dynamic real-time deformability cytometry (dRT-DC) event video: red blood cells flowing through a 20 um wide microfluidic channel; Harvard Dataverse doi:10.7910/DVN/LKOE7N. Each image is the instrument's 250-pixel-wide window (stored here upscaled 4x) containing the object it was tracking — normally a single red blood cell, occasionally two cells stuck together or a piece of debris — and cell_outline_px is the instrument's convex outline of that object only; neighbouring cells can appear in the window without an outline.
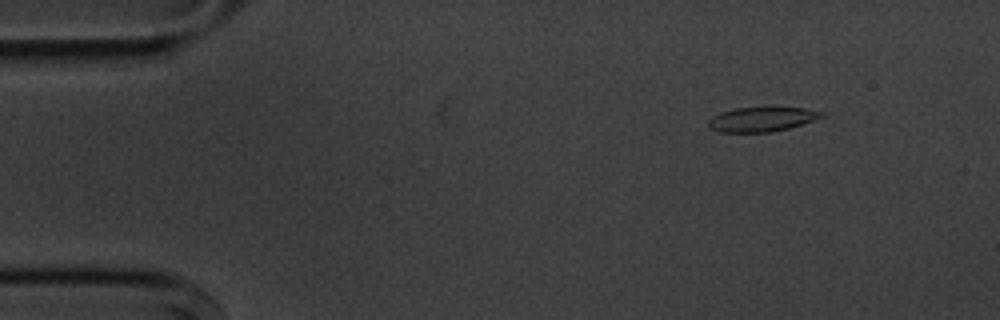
{"species": "common noctule bat (a hibernating species)", "species_latin": "Nyctalus noctula", "temperature_condition": "cold", "stored_images_in_passage": 8, "camera_frame_rate_fps": 3000, "um_per_image_px": 0.085, "animal": {"sex": "male", "body_mass_g": 20.1, "forearm_length_mm": 53.5}, "frame": {"image": 1, "passage_image": 2, "time_ms": 1.0, "image_size_px": [1000, 320], "cell_outline_px": [[828, 116], [788, 128], [768, 132], [720, 132], [708, 128], [708, 120], [712, 116], [720, 112], [736, 108], [764, 104], [804, 108], [824, 112]], "centroid_in_image_um": [64.78, 10.08], "position_along_channel_um": 20.2, "area_um2": 17.11}}
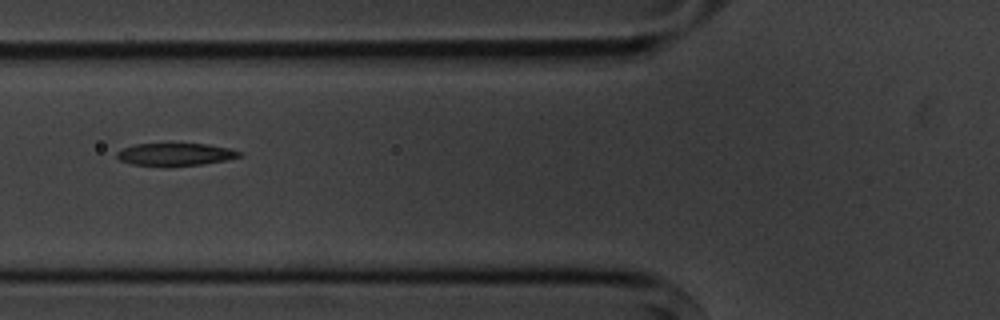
{"frame": {"image": 2, "passage_image": 6, "time_ms": 5.667, "image_size_px": [1000, 320], "cell_outline_px": [[244, 156], [228, 160], [204, 164], [168, 168], [164, 168], [132, 164], [120, 160], [116, 156], [116, 152], [124, 148], [136, 144], [208, 144], [232, 148], [244, 152]], "centroid_in_image_um": [14.98, 13.15], "position_along_channel_um": 110.8, "area_um2": 16.82}}
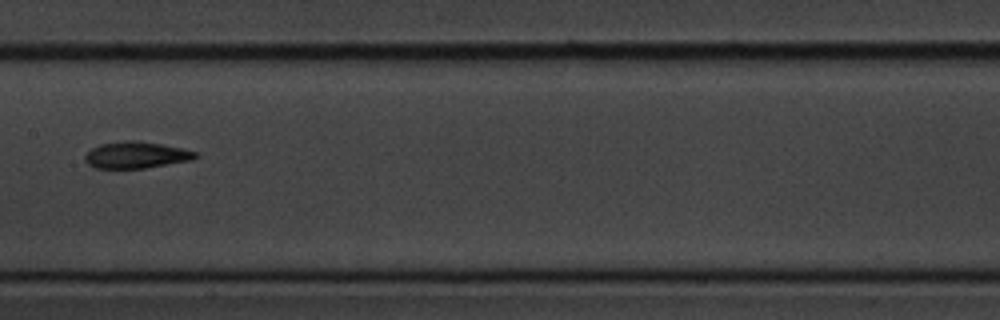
{"frame": {"image": 3, "passage_image": 8, "time_ms": 8.0, "image_size_px": [1000, 320], "cell_outline_px": [[200, 156], [192, 160], [144, 168], [96, 168], [88, 164], [84, 160], [84, 156], [92, 148], [100, 144], [128, 140], [140, 140], [180, 148], [196, 152]], "centroid_in_image_um": [11.57, 13.17], "position_along_channel_um": 195.8, "area_um2": 17.05}}